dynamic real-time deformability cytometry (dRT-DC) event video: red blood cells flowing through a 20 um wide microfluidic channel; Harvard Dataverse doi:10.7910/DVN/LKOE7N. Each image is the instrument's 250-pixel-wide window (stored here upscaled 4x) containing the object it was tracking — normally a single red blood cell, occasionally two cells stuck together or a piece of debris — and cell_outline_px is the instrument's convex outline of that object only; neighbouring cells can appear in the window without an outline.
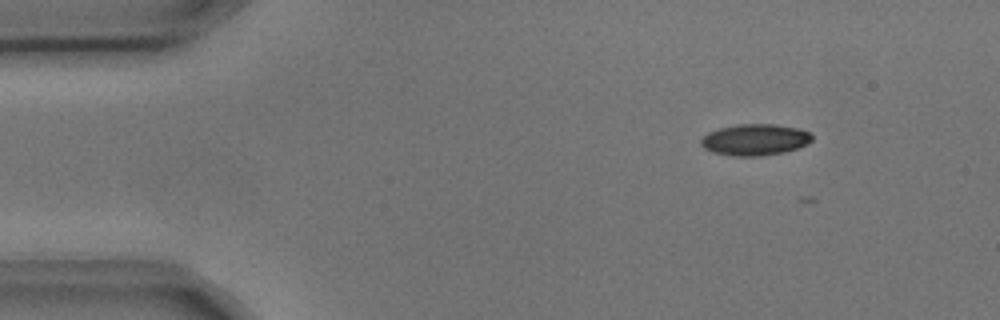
{"species": "common noctule bat (a hibernating species)", "species_latin": "Nyctalus noctula", "temperature_condition": "cold", "stored_images_in_passage": 5, "camera_frame_rate_fps": 3000, "um_per_image_px": 0.085, "animal": {"sex": "male", "body_mass_g": 17.9, "forearm_length_mm": 54.2}, "frame": {"image": 1, "passage_image": 2, "time_ms": 0.333, "image_size_px": [1000, 320], "cell_outline_px": [[812, 140], [808, 144], [784, 152], [760, 156], [732, 156], [712, 152], [704, 148], [700, 144], [700, 140], [708, 132], [720, 128], [736, 124], [772, 124], [796, 128], [808, 132], [812, 136]], "centroid_in_image_um": [64.14, 11.88], "position_along_channel_um": 20.9, "area_um2": 20.23}}